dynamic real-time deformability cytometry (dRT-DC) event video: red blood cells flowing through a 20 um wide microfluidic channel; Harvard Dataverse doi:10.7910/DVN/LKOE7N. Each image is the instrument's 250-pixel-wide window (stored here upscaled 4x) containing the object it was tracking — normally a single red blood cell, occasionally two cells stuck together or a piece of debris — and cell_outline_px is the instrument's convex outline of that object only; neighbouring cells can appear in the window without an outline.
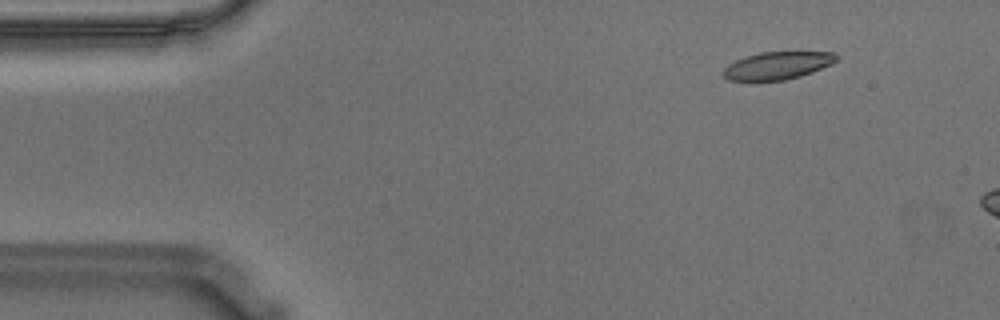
{"species": "Egyptian fruit bat (a non-hibernating species)", "species_latin": "Rousettus aegyptiacus", "temperature_condition": "warm", "stored_images_in_passage": 13, "camera_frame_rate_fps": 3000, "um_per_image_px": 0.085, "animal": {"sex": "male"}, "frame": {"image": 1, "passage_image": 6, "time_ms": 1.667, "image_size_px": [1000, 320], "cell_outline_px": [[840, 56], [832, 64], [812, 72], [800, 76], [784, 80], [728, 80], [720, 72], [728, 64], [744, 56], [760, 52], [796, 48], [836, 52]], "centroid_in_image_um": [66.18, 5.49], "position_along_channel_um": 18.8, "area_um2": 19.36}}